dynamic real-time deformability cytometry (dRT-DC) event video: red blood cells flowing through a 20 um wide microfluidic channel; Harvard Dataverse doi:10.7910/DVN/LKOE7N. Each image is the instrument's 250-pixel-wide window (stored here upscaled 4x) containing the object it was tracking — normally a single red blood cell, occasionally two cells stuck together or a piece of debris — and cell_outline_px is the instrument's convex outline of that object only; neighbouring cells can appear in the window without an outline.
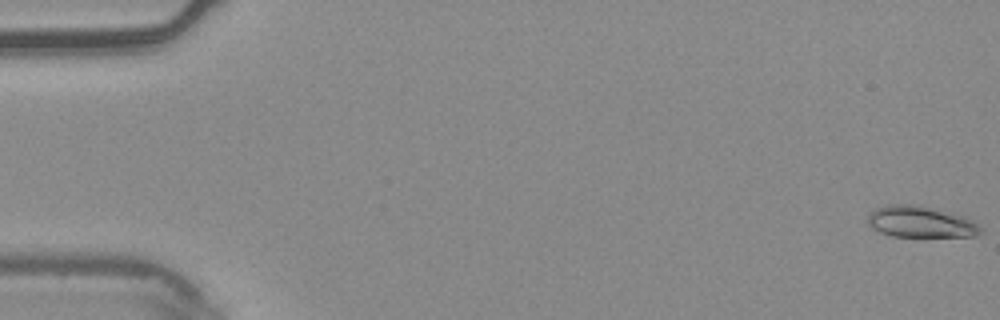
{"species": "common noctule bat (a hibernating species)", "species_latin": "Nyctalus noctula", "temperature_condition": "warm", "stored_images_in_passage": 4, "camera_frame_rate_fps": 3000, "um_per_image_px": 0.085, "animal": {"sex": "male", "body_mass_g": 20.4}, "frame": {"image": 1, "passage_image": 1, "time_ms": 0.0, "image_size_px": [1000, 320], "cell_outline_px": [[984, 232], [976, 236], [892, 236], [880, 232], [872, 228], [868, 224], [868, 216], [876, 208], [888, 204], [920, 204], [952, 212], [964, 216], [972, 220], [984, 228]], "centroid_in_image_um": [78.31, 18.84], "position_along_channel_um": 6.7, "area_um2": 20.92}}